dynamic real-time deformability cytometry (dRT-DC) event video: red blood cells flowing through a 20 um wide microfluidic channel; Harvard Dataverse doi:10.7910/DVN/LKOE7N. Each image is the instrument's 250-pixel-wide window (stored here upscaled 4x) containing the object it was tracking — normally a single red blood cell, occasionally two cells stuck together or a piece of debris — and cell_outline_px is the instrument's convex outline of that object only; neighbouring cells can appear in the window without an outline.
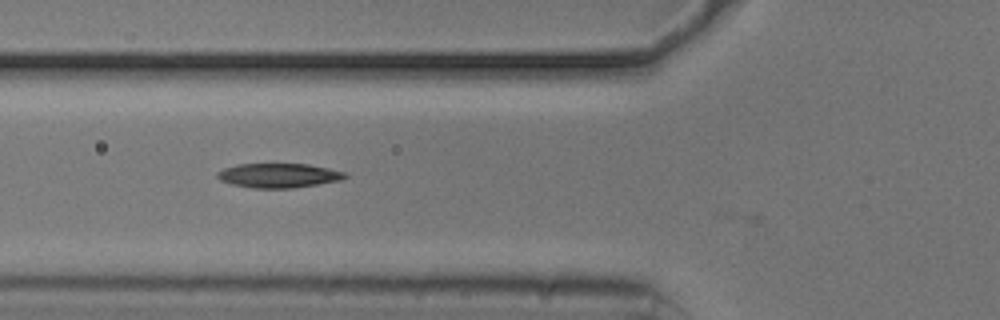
{"species": "common noctule bat (a hibernating species)", "species_latin": "Nyctalus noctula", "temperature_condition": "cold", "stored_images_in_passage": 39, "camera_frame_rate_fps": 3000, "um_per_image_px": 0.085, "animal": {"sex": "male", "body_mass_g": 20.5, "forearm_length_mm": 52.5}, "frame": {"image": 1, "passage_image": 10, "time_ms": 3.0, "image_size_px": [1000, 320], "cell_outline_px": [[348, 176], [340, 180], [292, 188], [252, 188], [232, 184], [220, 180], [216, 176], [216, 172], [224, 168], [236, 164], [308, 164], [328, 168], [344, 172]], "centroid_in_image_um": [23.64, 14.91], "position_along_channel_um": 102.2, "area_um2": 18.03}}
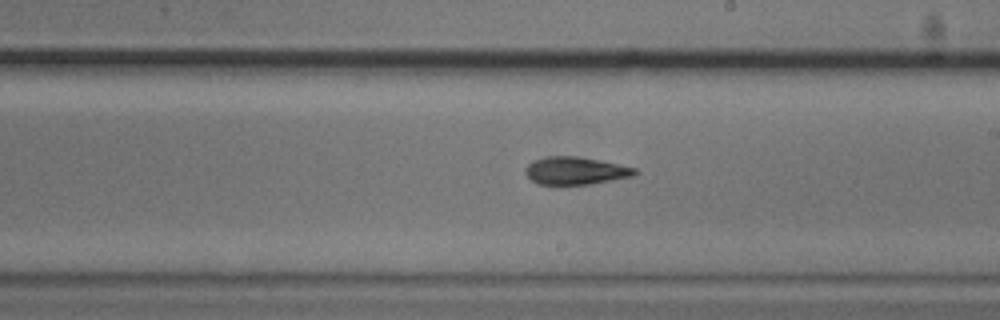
{"frame": {"image": 2, "passage_image": 21, "time_ms": 6.667, "image_size_px": [1000, 320], "cell_outline_px": [[640, 172], [632, 176], [612, 180], [588, 184], [536, 184], [524, 172], [524, 168], [532, 160], [544, 156], [576, 156], [636, 168]], "centroid_in_image_um": [48.87, 14.5], "position_along_channel_um": 240.1, "area_um2": 17.51}}
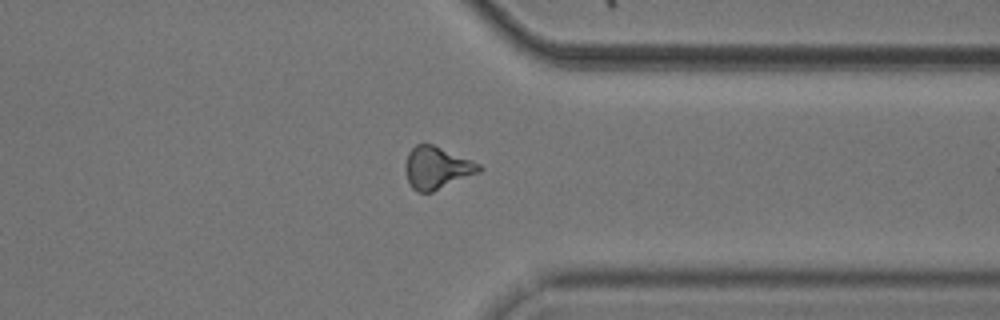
{"frame": {"image": 3, "passage_image": 32, "time_ms": 10.333, "image_size_px": [1000, 320], "cell_outline_px": [[484, 168], [480, 172], [432, 192], [416, 192], [412, 188], [408, 180], [404, 168], [404, 164], [408, 152], [416, 144], [432, 144], [472, 160], [480, 164]], "centroid_in_image_um": [37.12, 14.26], "position_along_channel_um": 374.3, "area_um2": 18.21}, "authors_computed_cell_mechanics": {"area_um2": 17.5134, "velocity_mm_per_s": 3.7509, "shape_relaxation_time_tau1_ms": 3.545, "shape_relaxation_time_tau2_ms": 5.8452, "deformation_change_tau1": 0.1291, "deformation_change_tau2": 0.1573}}